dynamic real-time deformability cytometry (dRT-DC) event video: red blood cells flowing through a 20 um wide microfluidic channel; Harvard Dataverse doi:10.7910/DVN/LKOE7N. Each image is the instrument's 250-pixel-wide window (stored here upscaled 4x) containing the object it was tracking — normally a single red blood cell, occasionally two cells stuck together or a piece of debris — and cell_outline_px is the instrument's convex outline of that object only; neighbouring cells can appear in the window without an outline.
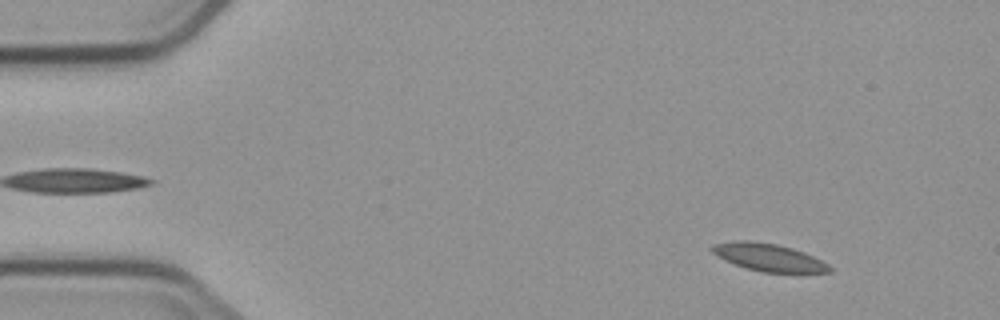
{"species": "common noctule bat (a hibernating species)", "species_latin": "Nyctalus noctula", "temperature_condition": "cold", "stored_images_in_passage": 4, "camera_frame_rate_fps": 3000, "um_per_image_px": 0.085, "animal": {"sex": "male", "body_mass_g": 23.1, "forearm_length_mm": 52.7}, "frame": {"image": 1, "passage_image": 2, "time_ms": 1.0, "image_size_px": [1000, 320], "cell_outline_px": [[832, 272], [764, 272], [748, 268], [724, 260], [716, 256], [708, 248], [712, 244], [732, 240], [752, 240], [776, 244], [792, 248], [804, 252], [828, 264], [832, 268]], "centroid_in_image_um": [65.27, 21.85], "position_along_channel_um": 19.7, "area_um2": 18.84}}
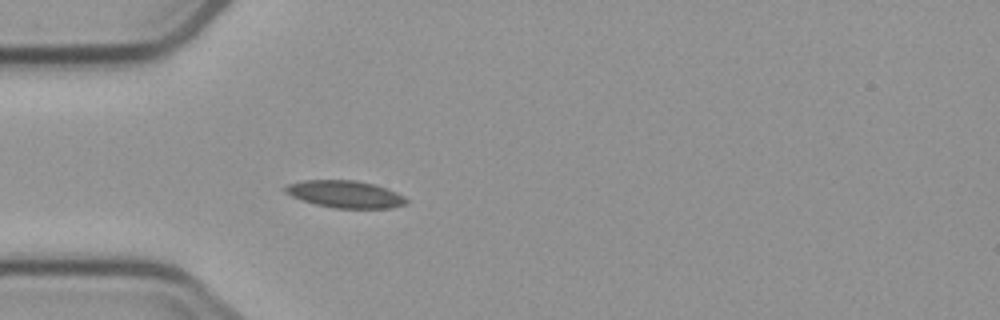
{"frame": {"image": 2, "passage_image": 4, "time_ms": 4.333, "image_size_px": [1000, 320], "cell_outline_px": [[408, 204], [392, 208], [336, 208], [316, 204], [300, 200], [284, 192], [284, 188], [288, 184], [304, 180], [356, 180], [372, 184], [396, 192], [404, 196], [408, 200]], "centroid_in_image_um": [29.34, 16.51], "position_along_channel_um": 55.7, "area_um2": 19.13}}